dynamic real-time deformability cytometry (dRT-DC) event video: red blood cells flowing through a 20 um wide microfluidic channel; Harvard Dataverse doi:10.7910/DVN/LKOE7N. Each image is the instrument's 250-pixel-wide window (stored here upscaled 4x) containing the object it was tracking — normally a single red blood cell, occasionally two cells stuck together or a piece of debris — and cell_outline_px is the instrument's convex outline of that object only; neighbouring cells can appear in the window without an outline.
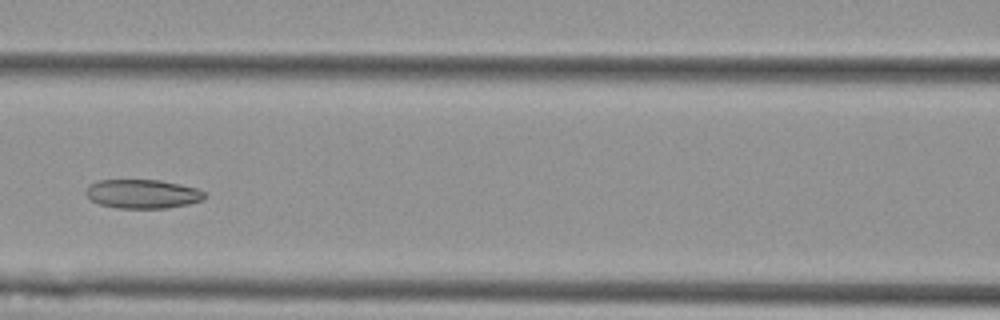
{"species": "Egyptian fruit bat (a non-hibernating species)", "species_latin": "Rousettus aegyptiacus", "temperature_condition": "cold", "stored_images_in_passage": 5, "camera_frame_rate_fps": 3000, "um_per_image_px": 0.085, "animal": {"sex": "female"}, "frame": {"image": 1, "passage_image": 5, "time_ms": 1.333, "image_size_px": [1000, 320], "cell_outline_px": [[204, 200], [188, 204], [168, 208], [116, 208], [100, 204], [92, 200], [84, 192], [88, 184], [100, 180], [160, 180], [196, 188], [204, 192]], "centroid_in_image_um": [12.09, 16.48], "position_along_channel_um": 154.5, "area_um2": 20.0}}